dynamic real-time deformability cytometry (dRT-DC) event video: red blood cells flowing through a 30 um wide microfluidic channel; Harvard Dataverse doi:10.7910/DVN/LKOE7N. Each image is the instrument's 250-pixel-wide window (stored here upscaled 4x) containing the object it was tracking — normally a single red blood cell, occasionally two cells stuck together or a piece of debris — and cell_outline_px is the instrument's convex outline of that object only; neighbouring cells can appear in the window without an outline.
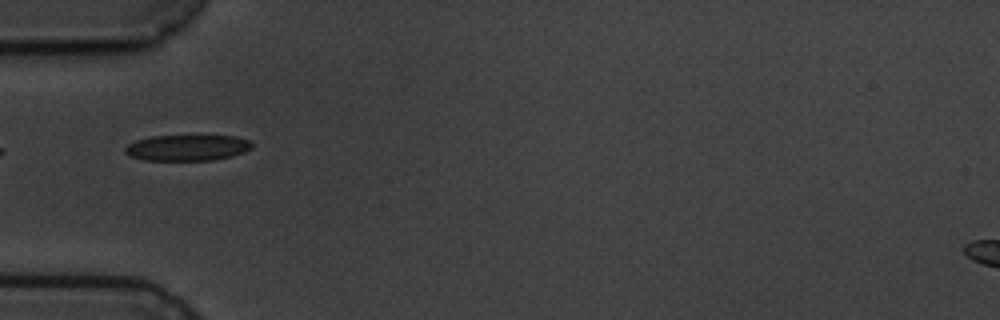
{"species": "common noctule bat (a hibernating species)", "species_latin": "Nyctalus noctula", "temperature_condition": "cold", "stored_images_in_passage": 15, "camera_frame_rate_fps": 3000, "um_per_image_px": 0.085, "animal": {"sex": "male", "body_mass_g": 19.5, "forearm_length_mm": 54.6}, "frame": {"image": 1, "passage_image": 5, "time_ms": 5.333, "image_size_px": [1000, 320], "cell_outline_px": [[252, 148], [244, 152], [232, 156], [216, 160], [144, 160], [132, 156], [124, 152], [124, 148], [128, 144], [136, 140], [152, 136], [200, 132], [236, 136], [248, 140], [252, 144]], "centroid_in_image_um": [15.97, 12.49], "position_along_channel_um": 69.0, "area_um2": 20.35}}
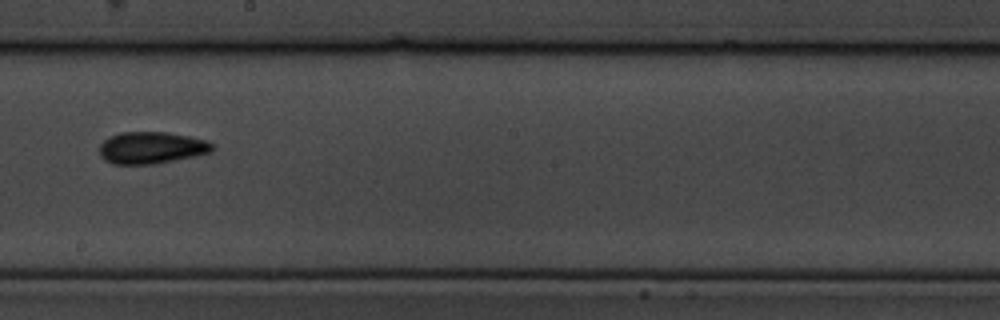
{"frame": {"image": 2, "passage_image": 9, "time_ms": 10.0, "image_size_px": [1000, 320], "cell_outline_px": [[212, 152], [196, 156], [152, 164], [112, 164], [104, 160], [100, 156], [100, 144], [104, 140], [120, 132], [168, 132], [208, 140], [212, 144]], "centroid_in_image_um": [12.87, 12.56], "position_along_channel_um": 235.3, "area_um2": 20.98}}
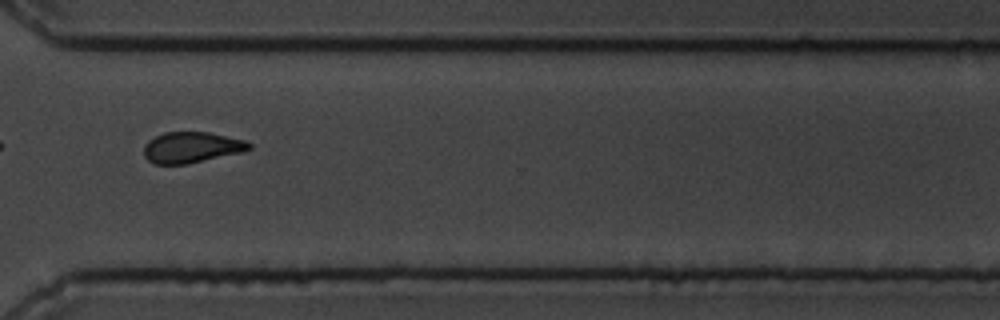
{"frame": {"image": 3, "passage_image": 12, "time_ms": 13.333, "image_size_px": [1000, 320], "cell_outline_px": [[252, 148], [244, 152], [188, 164], [156, 164], [148, 160], [144, 156], [144, 144], [148, 140], [164, 132], [208, 132], [244, 140], [252, 144]], "centroid_in_image_um": [16.29, 12.53], "position_along_channel_um": 354.3, "area_um2": 19.07}, "authors_computed_cell_mechanics": {"area_um2": 20.7502, "velocity_mm_per_s": 3.5756, "shape_relaxation_time_tau1_ms": 1.6756, "shape_relaxation_time_tau2_ms": 4.1315, "deformation_change_tau1": 0.0601, "deformation_change_tau2": 0.0734}}